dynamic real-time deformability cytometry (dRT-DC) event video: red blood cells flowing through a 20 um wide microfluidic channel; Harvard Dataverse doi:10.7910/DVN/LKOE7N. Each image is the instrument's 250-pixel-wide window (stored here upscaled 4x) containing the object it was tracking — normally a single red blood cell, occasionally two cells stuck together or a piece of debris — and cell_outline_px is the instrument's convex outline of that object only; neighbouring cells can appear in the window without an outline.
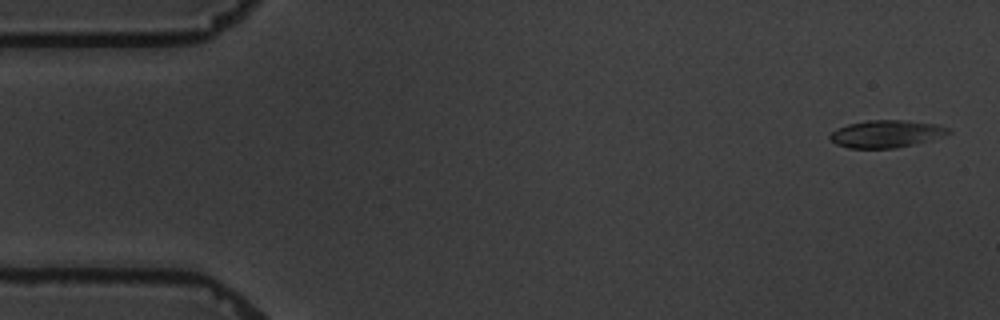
{"species": "common noctule bat (a hibernating species)", "species_latin": "Nyctalus noctula", "temperature_condition": "warm", "stored_images_in_passage": 5, "camera_frame_rate_fps": 3000, "um_per_image_px": 0.085, "animal": {"sex": "male", "body_mass_g": 19.5, "forearm_length_mm": 54.6}, "frame": {"image": 1, "passage_image": 1, "time_ms": 0.0, "image_size_px": [1000, 320], "cell_outline_px": [[952, 132], [912, 144], [896, 148], [848, 148], [836, 144], [828, 136], [836, 128], [848, 124], [868, 120], [904, 120], [936, 124], [948, 128]], "centroid_in_image_um": [75.26, 11.37], "position_along_channel_um": 9.7, "area_um2": 18.55}}